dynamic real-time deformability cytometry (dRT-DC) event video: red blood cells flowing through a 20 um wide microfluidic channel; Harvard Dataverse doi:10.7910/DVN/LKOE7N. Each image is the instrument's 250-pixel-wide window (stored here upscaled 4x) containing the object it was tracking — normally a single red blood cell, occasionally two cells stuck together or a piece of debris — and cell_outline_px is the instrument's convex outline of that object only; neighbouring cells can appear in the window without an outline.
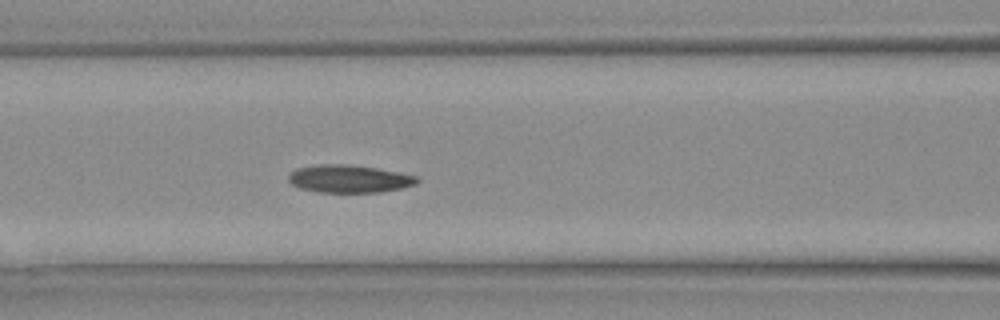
{"species": "Egyptian fruit bat (a non-hibernating species)", "species_latin": "Rousettus aegyptiacus", "temperature_condition": "warm", "stored_images_in_passage": 26, "camera_frame_rate_fps": 3000, "um_per_image_px": 0.085, "animal": {"sex": "female"}, "frame": {"image": 1, "passage_image": 12, "time_ms": 3.667, "image_size_px": [1000, 320], "cell_outline_px": [[420, 180], [416, 184], [404, 188], [380, 192], [320, 192], [300, 188], [292, 184], [288, 180], [288, 176], [296, 168], [316, 164], [348, 164], [376, 168], [416, 176]], "centroid_in_image_um": [29.67, 15.19], "position_along_channel_um": 136.9, "area_um2": 20.75}}